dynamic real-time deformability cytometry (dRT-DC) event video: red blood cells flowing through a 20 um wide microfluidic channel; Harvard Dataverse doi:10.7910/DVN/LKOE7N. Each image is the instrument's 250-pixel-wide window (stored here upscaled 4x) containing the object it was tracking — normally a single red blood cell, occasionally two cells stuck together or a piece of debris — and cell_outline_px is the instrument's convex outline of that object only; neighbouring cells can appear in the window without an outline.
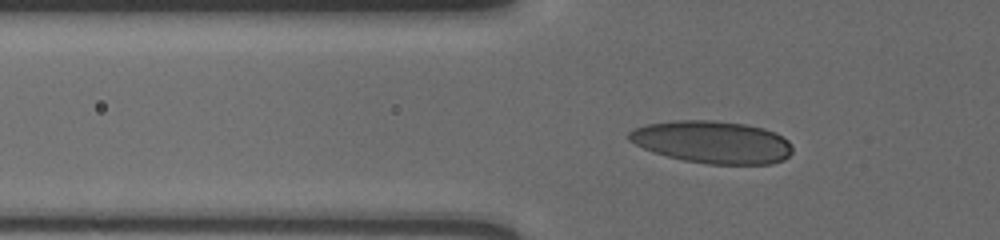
{"species": "human", "species_latin": "Homo sapiens", "temperature_condition": "cold", "stored_images_in_passage": 55, "camera_frame_rate_fps": 3000, "um_per_image_px": 0.085, "donor": {"sex": "male"}, "frame": {"image": 1, "passage_image": 17, "time_ms": 5.333, "image_size_px": [1000, 240], "cell_outline_px": [[792, 152], [784, 160], [772, 164], [708, 164], [684, 160], [652, 152], [628, 140], [628, 132], [636, 128], [648, 124], [676, 120], [712, 120], [744, 124], [764, 128], [776, 132], [788, 140], [792, 144]], "centroid_in_image_um": [60.58, 12.08], "position_along_channel_um": 65.2, "area_um2": 40.46}}
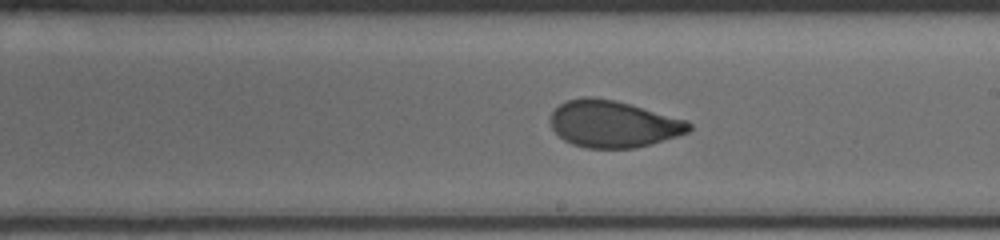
{"frame": {"image": 2, "passage_image": 32, "time_ms": 10.333, "image_size_px": [1000, 240], "cell_outline_px": [[692, 128], [688, 132], [652, 144], [636, 148], [588, 148], [572, 144], [564, 140], [552, 128], [548, 120], [552, 112], [560, 104], [568, 100], [584, 96], [592, 96], [612, 100], [628, 104], [688, 120], [692, 124]], "centroid_in_image_um": [52.11, 10.54], "position_along_channel_um": 236.9, "area_um2": 37.74}}
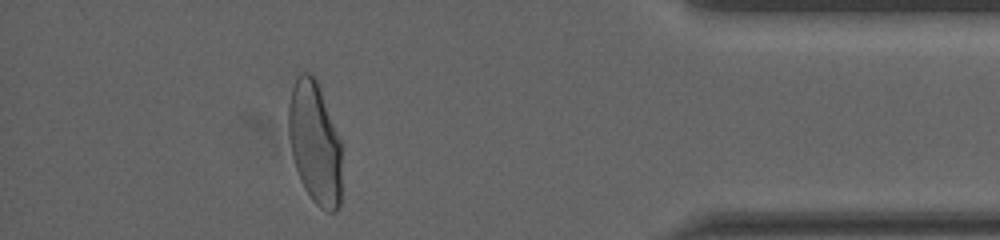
{"frame": {"image": 3, "passage_image": 49, "time_ms": 16.0, "image_size_px": [1000, 240], "cell_outline_px": [[340, 208], [336, 212], [328, 212], [320, 208], [312, 200], [304, 188], [300, 180], [292, 156], [288, 136], [288, 104], [292, 88], [300, 72], [312, 72], [316, 80], [340, 140]], "centroid_in_image_um": [26.73, 12.17], "position_along_channel_um": 408.5, "area_um2": 37.8}}